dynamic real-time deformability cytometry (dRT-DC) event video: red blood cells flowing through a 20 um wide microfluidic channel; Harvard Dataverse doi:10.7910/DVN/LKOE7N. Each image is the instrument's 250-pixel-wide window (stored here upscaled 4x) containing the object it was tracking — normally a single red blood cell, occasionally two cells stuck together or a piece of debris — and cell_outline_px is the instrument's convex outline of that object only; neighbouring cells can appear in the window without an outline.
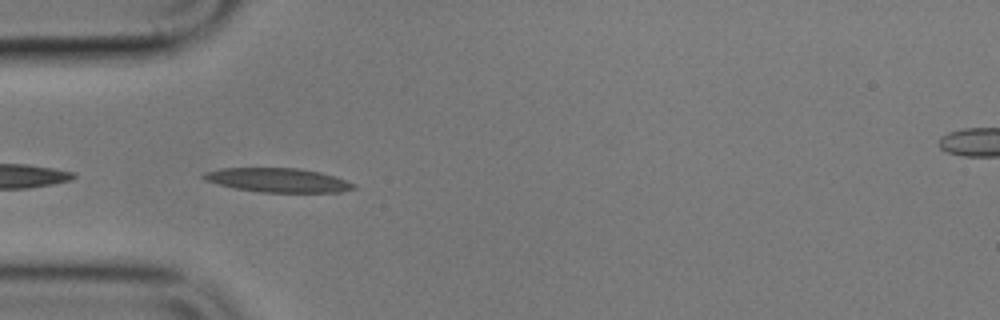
{"species": "common noctule bat (a hibernating species)", "species_latin": "Nyctalus noctula", "temperature_condition": "cold", "stored_images_in_passage": 5, "camera_frame_rate_fps": 3000, "um_per_image_px": 0.085, "animal": {"sex": "male", "body_mass_g": 17.9}, "frame": {"image": 1, "passage_image": 4, "time_ms": 3.667, "image_size_px": [1000, 320], "cell_outline_px": [[356, 188], [340, 192], [260, 192], [236, 188], [204, 180], [200, 176], [204, 172], [220, 168], [300, 168], [320, 172], [356, 184]], "centroid_in_image_um": [23.6, 15.31], "position_along_channel_um": 61.4, "area_um2": 20.92}}